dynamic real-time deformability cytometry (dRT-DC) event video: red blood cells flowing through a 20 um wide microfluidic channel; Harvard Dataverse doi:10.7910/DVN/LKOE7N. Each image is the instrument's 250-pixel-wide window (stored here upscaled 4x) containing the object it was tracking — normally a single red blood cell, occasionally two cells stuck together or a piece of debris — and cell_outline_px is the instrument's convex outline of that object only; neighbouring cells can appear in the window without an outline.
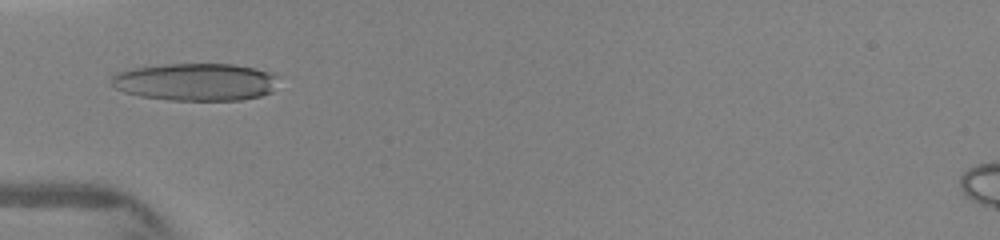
{"species": "human", "species_latin": "Homo sapiens", "temperature_condition": "warm", "stored_images_in_passage": 9, "camera_frame_rate_fps": 3000, "um_per_image_px": 0.085, "donor": {"sex": "female"}, "frame": {"image": 1, "passage_image": 8, "time_ms": 4.667, "image_size_px": [1000, 240], "cell_outline_px": [[280, 76], [272, 92], [260, 96], [240, 100], [168, 100], [140, 96], [124, 92], [116, 88], [112, 84], [112, 76], [116, 72], [132, 68], [164, 64], [232, 64], [256, 68]], "centroid_in_image_um": [16.64, 6.96], "position_along_channel_um": 68.4, "area_um2": 36.7}}